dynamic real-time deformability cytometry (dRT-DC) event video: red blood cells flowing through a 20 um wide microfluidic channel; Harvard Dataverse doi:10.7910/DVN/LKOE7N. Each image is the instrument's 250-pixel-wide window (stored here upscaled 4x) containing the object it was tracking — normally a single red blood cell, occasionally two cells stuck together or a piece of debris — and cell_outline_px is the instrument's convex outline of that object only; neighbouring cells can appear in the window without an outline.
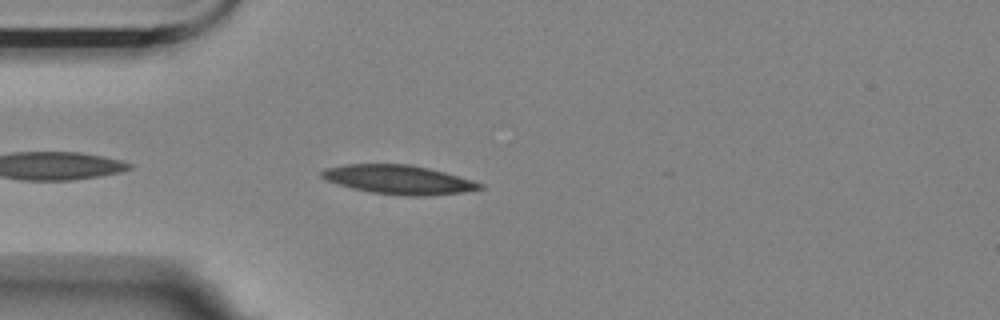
{"species": "Egyptian fruit bat (a non-hibernating species)", "species_latin": "Rousettus aegyptiacus", "temperature_condition": "room temperature", "stored_images_in_passage": 4, "camera_frame_rate_fps": 3000, "um_per_image_px": 0.085, "animal": {"sex": "female"}, "frame": {"image": 1, "passage_image": 4, "time_ms": 1.0, "image_size_px": [1000, 320], "cell_outline_px": [[484, 188], [464, 192], [424, 196], [404, 196], [372, 192], [352, 188], [328, 180], [320, 176], [320, 172], [324, 168], [344, 164], [408, 164], [428, 168], [444, 172], [472, 180], [484, 184]], "centroid_in_image_um": [33.89, 15.27], "position_along_channel_um": 51.1, "area_um2": 26.59}}